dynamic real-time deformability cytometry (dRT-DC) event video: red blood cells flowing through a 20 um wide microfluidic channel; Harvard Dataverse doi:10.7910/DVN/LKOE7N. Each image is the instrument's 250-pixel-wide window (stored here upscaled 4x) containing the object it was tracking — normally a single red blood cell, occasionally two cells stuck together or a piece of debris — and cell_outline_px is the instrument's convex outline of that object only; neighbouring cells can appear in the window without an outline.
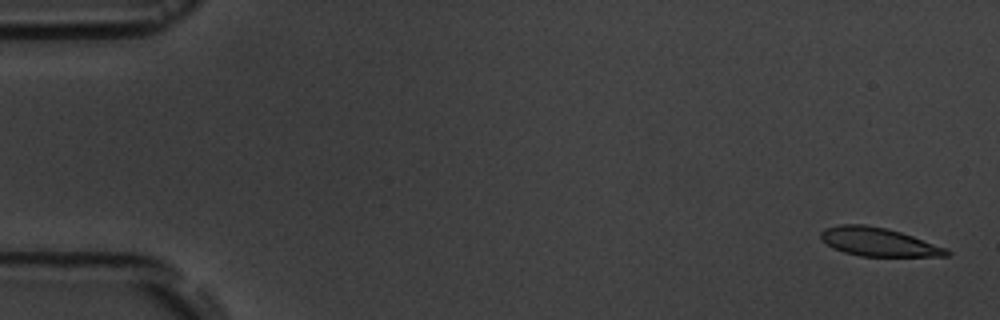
{"species": "common noctule bat (a hibernating species)", "species_latin": "Nyctalus noctula", "temperature_condition": "room temperature", "stored_images_in_passage": 5, "camera_frame_rate_fps": 3000, "um_per_image_px": 0.085, "animal": {"sex": "male", "body_mass_g": 19.5, "forearm_length_mm": 54.6}, "frame": {"image": 1, "passage_image": 1, "time_ms": 0.0, "image_size_px": [1000, 320], "cell_outline_px": [[952, 252], [948, 256], [860, 256], [844, 252], [832, 248], [820, 236], [820, 232], [824, 228], [840, 224], [864, 224], [884, 228], [900, 232], [948, 248]], "centroid_in_image_um": [74.68, 20.56], "position_along_channel_um": 10.3, "area_um2": 20.81}}
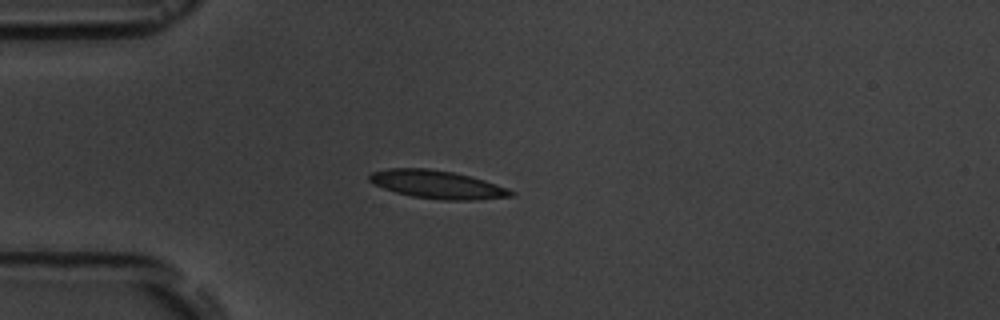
{"frame": {"image": 2, "passage_image": 5, "time_ms": 4.333, "image_size_px": [1000, 320], "cell_outline_px": [[516, 196], [476, 200], [440, 200], [412, 196], [396, 192], [384, 188], [368, 180], [368, 176], [372, 172], [388, 168], [428, 168], [452, 172], [472, 176], [508, 188], [516, 192]], "centroid_in_image_um": [37.22, 15.68], "position_along_channel_um": 47.8, "area_um2": 23.29}}